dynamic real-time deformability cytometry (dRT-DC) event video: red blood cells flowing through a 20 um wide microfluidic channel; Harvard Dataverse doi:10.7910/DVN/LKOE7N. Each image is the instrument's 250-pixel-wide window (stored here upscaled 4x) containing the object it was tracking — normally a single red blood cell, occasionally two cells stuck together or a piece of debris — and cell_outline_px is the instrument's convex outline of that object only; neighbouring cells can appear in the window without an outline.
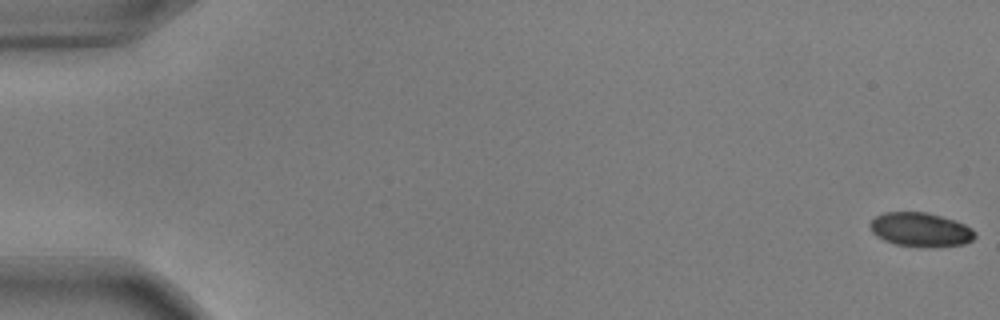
{"species": "common noctule bat (a hibernating species)", "species_latin": "Nyctalus noctula", "temperature_condition": "warm", "stored_images_in_passage": 18, "camera_frame_rate_fps": 3000, "um_per_image_px": 0.085, "animal": {"sex": "male", "body_mass_g": 17.9, "forearm_length_mm": 54.2}, "frame": {"image": 1, "passage_image": 1, "time_ms": 0.0, "image_size_px": [1000, 320], "cell_outline_px": [[976, 236], [972, 240], [964, 244], [920, 248], [896, 244], [884, 240], [876, 236], [872, 232], [868, 224], [876, 216], [884, 212], [924, 212], [956, 220], [972, 228], [976, 232]], "centroid_in_image_um": [78.24, 19.53], "position_along_channel_um": 6.8, "area_um2": 20.98}}
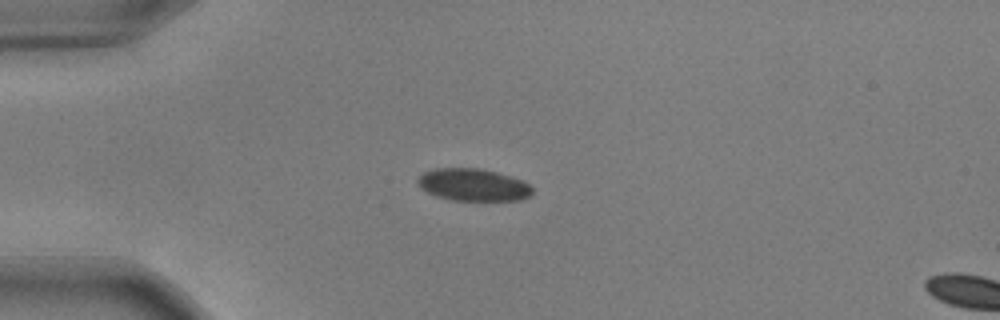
{"frame": {"image": 2, "passage_image": 15, "time_ms": 4.667, "image_size_px": [1000, 320], "cell_outline_px": [[532, 196], [520, 200], [452, 200], [436, 196], [420, 188], [416, 180], [424, 172], [436, 168], [476, 168], [496, 172], [520, 180], [528, 184], [532, 188]], "centroid_in_image_um": [40.2, 15.72], "position_along_channel_um": 44.8, "area_um2": 21.39}}